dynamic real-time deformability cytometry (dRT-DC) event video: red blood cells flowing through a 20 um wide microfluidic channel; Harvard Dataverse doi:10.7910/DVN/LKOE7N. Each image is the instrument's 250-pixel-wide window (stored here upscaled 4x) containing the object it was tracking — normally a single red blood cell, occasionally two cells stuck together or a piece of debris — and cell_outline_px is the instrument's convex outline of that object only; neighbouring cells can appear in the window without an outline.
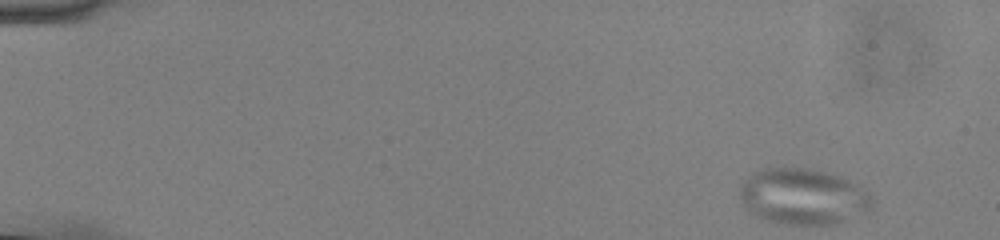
{"species": "common noctule bat (a hibernating species)", "species_latin": "Nyctalus noctula", "temperature_condition": "cold", "stored_images_in_passage": 52, "camera_frame_rate_fps": 3000, "um_per_image_px": 0.085, "animal": {"sex": "male", "body_mass_g": 13.0, "forearm_length_mm": 53.1}, "frame": {"image": 1, "passage_image": 1, "time_ms": 0.0, "image_size_px": [1000, 240], "cell_outline_px": [[872, 208], [836, 224], [780, 224], [756, 216], [748, 212], [744, 208], [740, 196], [740, 188], [744, 180], [752, 172], [764, 168], [808, 168], [828, 172], [840, 176], [856, 184], [868, 192], [872, 200]], "centroid_in_image_um": [68.22, 16.7], "position_along_channel_um": 16.8, "area_um2": 43.18}}
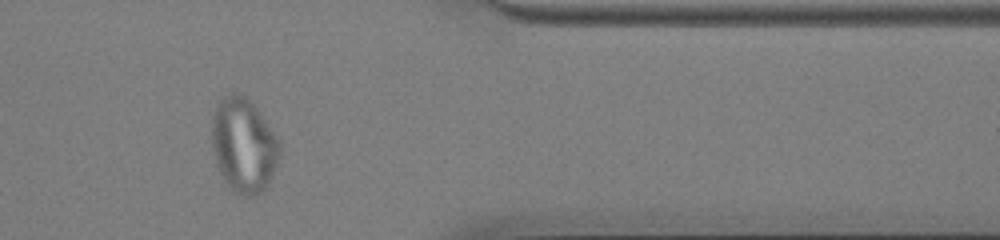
{"frame": {"image": 2, "passage_image": 43, "time_ms": 14.0, "image_size_px": [1000, 240], "cell_outline_px": [[280, 156], [268, 184], [264, 192], [256, 196], [244, 196], [236, 192], [224, 180], [216, 164], [212, 148], [212, 116], [216, 104], [224, 96], [232, 92], [240, 92], [256, 108], [280, 140]], "centroid_in_image_um": [20.71, 12.34], "position_along_channel_um": 390.7, "area_um2": 37.4}}
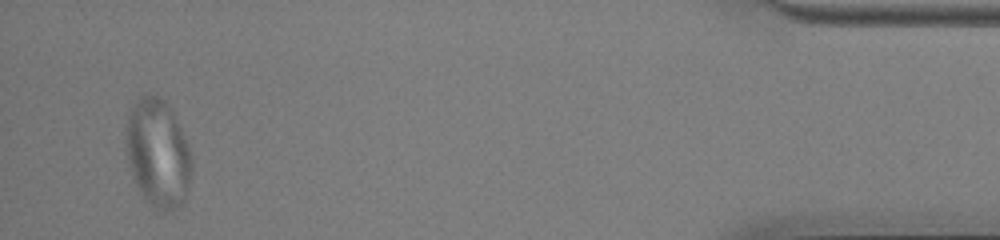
{"frame": {"image": 3, "passage_image": 50, "time_ms": 16.333, "image_size_px": [1000, 240], "cell_outline_px": [[188, 184], [184, 200], [180, 204], [164, 212], [160, 212], [152, 208], [144, 200], [132, 176], [128, 156], [128, 112], [132, 104], [140, 96], [152, 92], [160, 96], [164, 100], [172, 112], [184, 136], [188, 148]], "centroid_in_image_um": [13.38, 13.0], "position_along_channel_um": 421.8, "area_um2": 40.29}}